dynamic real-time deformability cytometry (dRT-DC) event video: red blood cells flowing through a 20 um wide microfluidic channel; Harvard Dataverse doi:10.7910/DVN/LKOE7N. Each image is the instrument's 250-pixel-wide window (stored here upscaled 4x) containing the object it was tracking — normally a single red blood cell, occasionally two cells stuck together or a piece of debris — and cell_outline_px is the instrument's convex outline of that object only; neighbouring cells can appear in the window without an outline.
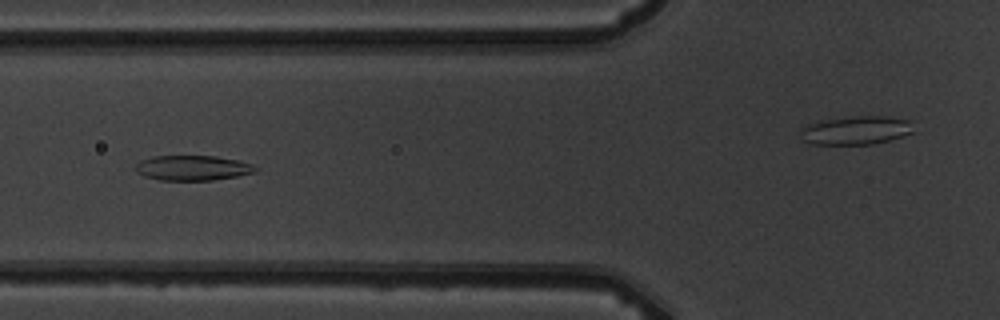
{"species": "common noctule bat (a hibernating species)", "species_latin": "Nyctalus noctula", "temperature_condition": "warm", "stored_images_in_passage": 10, "camera_frame_rate_fps": 3000, "um_per_image_px": 0.085, "animal": {"sex": "male", "body_mass_g": 19.5, "forearm_length_mm": 54.6}, "frame": {"image": 1, "passage_image": 7, "time_ms": 7.0, "image_size_px": [1000, 320], "cell_outline_px": [[260, 168], [256, 172], [236, 176], [212, 180], [160, 180], [144, 176], [136, 172], [136, 164], [140, 160], [152, 156], [216, 156], [240, 160], [252, 164]], "centroid_in_image_um": [16.4, 14.26], "position_along_channel_um": 109.4, "area_um2": 17.63}}
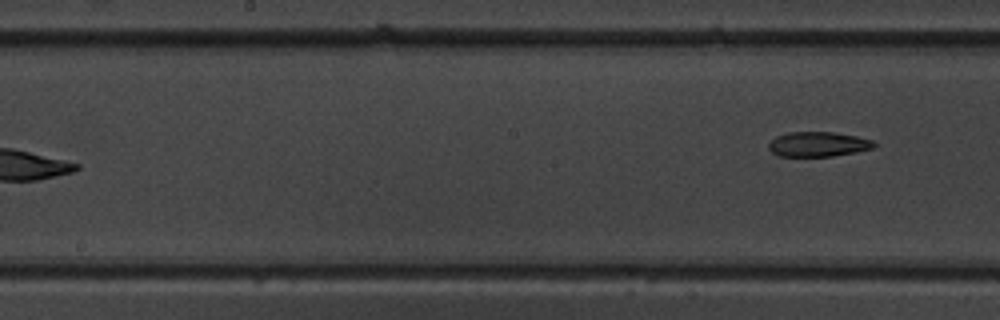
{"frame": {"image": 2, "passage_image": 10, "time_ms": 10.667, "image_size_px": [1000, 320], "cell_outline_px": [[876, 144], [872, 148], [856, 152], [832, 156], [776, 156], [768, 148], [768, 144], [776, 136], [788, 132], [832, 132], [856, 136], [872, 140]], "centroid_in_image_um": [69.51, 12.26], "position_along_channel_um": 178.7, "area_um2": 15.2}}